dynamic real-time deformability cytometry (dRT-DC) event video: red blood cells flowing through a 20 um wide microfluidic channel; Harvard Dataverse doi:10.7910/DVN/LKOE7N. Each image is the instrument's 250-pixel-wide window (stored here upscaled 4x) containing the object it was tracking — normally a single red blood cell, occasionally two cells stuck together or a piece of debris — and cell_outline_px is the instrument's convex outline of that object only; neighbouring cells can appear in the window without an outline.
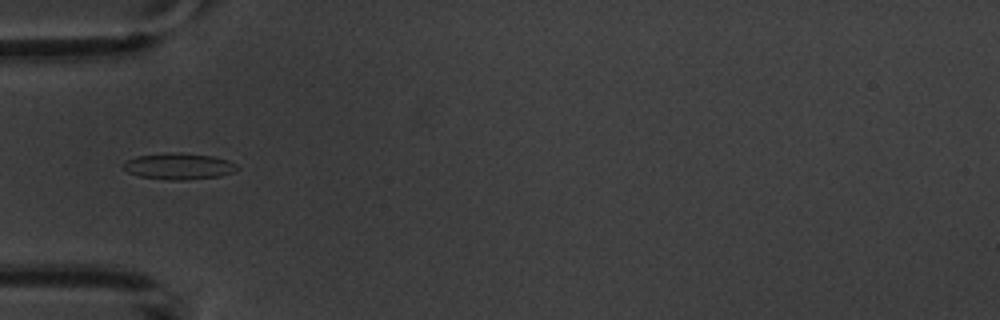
{"species": "common noctule bat (a hibernating species)", "species_latin": "Nyctalus noctula", "temperature_condition": "warm", "stored_images_in_passage": 3, "camera_frame_rate_fps": 3000, "um_per_image_px": 0.085, "animal": {"sex": "male", "body_mass_g": 20.1, "forearm_length_mm": 53.5}, "frame": {"image": 1, "passage_image": 1, "time_ms": 0.0, "image_size_px": [1000, 320], "cell_outline_px": [[240, 168], [236, 172], [220, 176], [184, 180], [172, 180], [140, 176], [128, 172], [124, 168], [124, 164], [128, 160], [136, 156], [168, 152], [180, 152], [212, 156], [228, 160], [236, 164]], "centroid_in_image_um": [15.26, 14.12], "position_along_channel_um": 69.7, "area_um2": 17.46}}
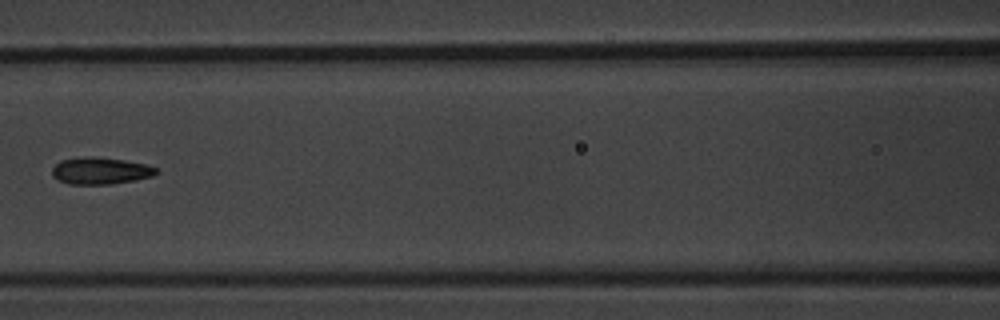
{"frame": {"image": 2, "passage_image": 3, "time_ms": 2.333, "image_size_px": [1000, 320], "cell_outline_px": [[156, 172], [152, 176], [136, 180], [112, 184], [68, 184], [56, 180], [52, 176], [52, 168], [60, 160], [84, 156], [92, 156], [124, 160], [148, 164], [156, 168]], "centroid_in_image_um": [8.5, 14.52], "position_along_channel_um": 158.1, "area_um2": 16.47}}